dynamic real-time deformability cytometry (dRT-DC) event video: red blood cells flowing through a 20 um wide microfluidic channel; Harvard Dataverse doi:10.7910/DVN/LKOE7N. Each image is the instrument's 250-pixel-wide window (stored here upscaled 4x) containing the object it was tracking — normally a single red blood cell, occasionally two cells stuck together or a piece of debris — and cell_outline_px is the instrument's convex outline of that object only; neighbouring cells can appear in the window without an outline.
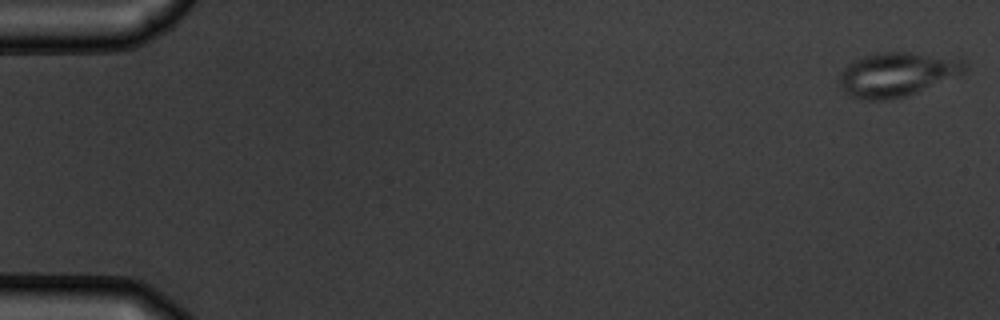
{"species": "common noctule bat (a hibernating species)", "species_latin": "Nyctalus noctula", "temperature_condition": "warm", "stored_images_in_passage": 3, "camera_frame_rate_fps": 3000, "um_per_image_px": 0.085, "animal": {"sex": "male", "body_mass_g": 19.5, "forearm_length_mm": 54.6}, "frame": {"image": 1, "passage_image": 1, "time_ms": 0.0, "image_size_px": [1000, 320], "cell_outline_px": [[968, 68], [964, 72], [916, 92], [904, 96], [888, 100], [860, 100], [844, 92], [840, 84], [840, 72], [852, 60], [876, 52], [912, 52], [960, 56], [968, 60]], "centroid_in_image_um": [76.3, 6.28], "position_along_channel_um": 8.7, "area_um2": 32.77}}